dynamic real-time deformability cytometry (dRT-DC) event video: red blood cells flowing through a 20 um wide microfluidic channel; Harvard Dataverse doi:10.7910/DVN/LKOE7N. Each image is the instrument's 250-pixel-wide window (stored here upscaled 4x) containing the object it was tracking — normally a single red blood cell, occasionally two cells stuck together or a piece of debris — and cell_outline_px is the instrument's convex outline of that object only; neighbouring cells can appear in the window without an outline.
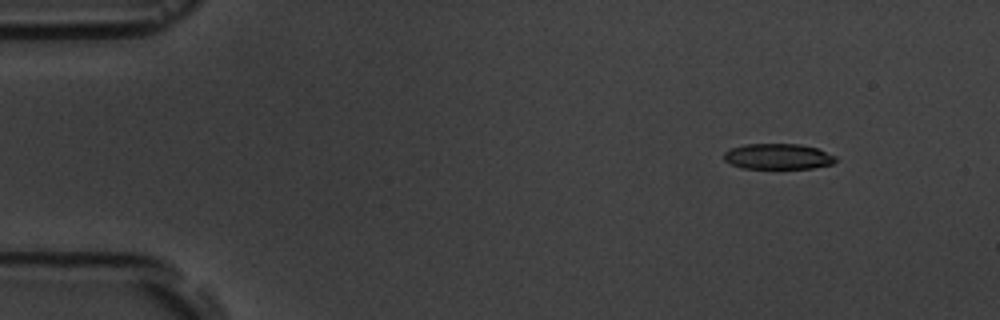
{"species": "common noctule bat (a hibernating species)", "species_latin": "Nyctalus noctula", "temperature_condition": "room temperature", "stored_images_in_passage": 5, "camera_frame_rate_fps": 3000, "um_per_image_px": 0.085, "animal": {"sex": "male", "body_mass_g": 19.5, "forearm_length_mm": 54.6}, "frame": {"image": 1, "passage_image": 2, "time_ms": 1.0, "image_size_px": [1000, 320], "cell_outline_px": [[836, 160], [832, 164], [812, 168], [740, 168], [724, 160], [724, 152], [732, 148], [744, 144], [800, 144], [816, 148], [836, 156]], "centroid_in_image_um": [66.12, 13.3], "position_along_channel_um": 18.9, "area_um2": 16.59}}
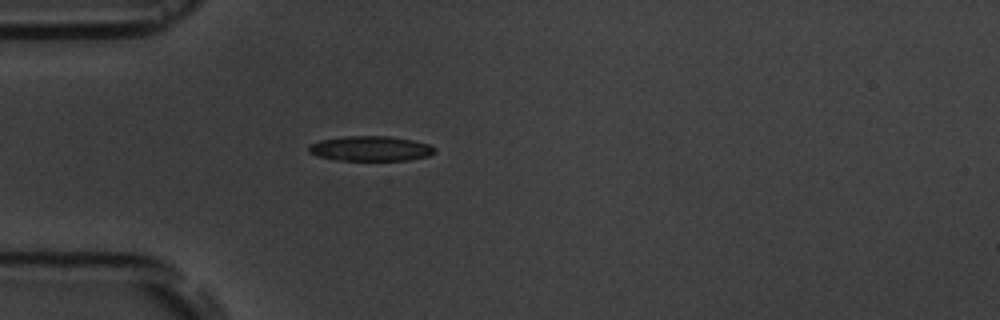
{"frame": {"image": 2, "passage_image": 5, "time_ms": 4.333, "image_size_px": [1000, 320], "cell_outline_px": [[436, 152], [428, 156], [408, 160], [336, 160], [320, 156], [308, 152], [308, 144], [320, 140], [344, 136], [388, 136], [412, 140], [428, 144], [436, 148]], "centroid_in_image_um": [31.49, 12.62], "position_along_channel_um": 53.5, "area_um2": 18.32}}